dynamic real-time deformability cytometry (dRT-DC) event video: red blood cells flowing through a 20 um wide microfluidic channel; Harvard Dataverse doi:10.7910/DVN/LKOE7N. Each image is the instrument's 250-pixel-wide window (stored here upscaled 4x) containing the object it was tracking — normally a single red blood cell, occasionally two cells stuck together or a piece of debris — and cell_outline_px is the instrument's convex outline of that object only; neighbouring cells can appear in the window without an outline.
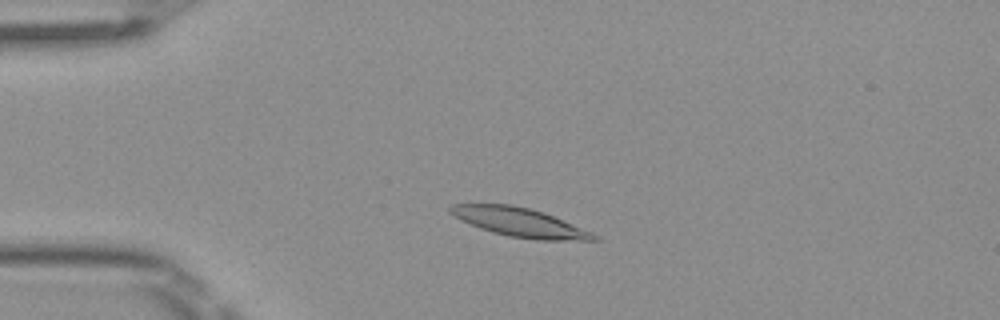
{"species": "Egyptian fruit bat (a non-hibernating species)", "species_latin": "Rousettus aegyptiacus", "temperature_condition": "room temperature", "stored_images_in_passage": 46, "camera_frame_rate_fps": 3000, "um_per_image_px": 0.085, "frame": {"image": 1, "passage_image": 8, "time_ms": 2.333, "image_size_px": [1000, 320], "cell_outline_px": [[600, 240], [536, 240], [508, 236], [492, 232], [480, 228], [460, 220], [448, 212], [448, 208], [452, 204], [512, 204], [544, 212], [592, 232], [600, 236]], "centroid_in_image_um": [44.17, 18.9], "position_along_channel_um": 40.8, "area_um2": 24.22}}
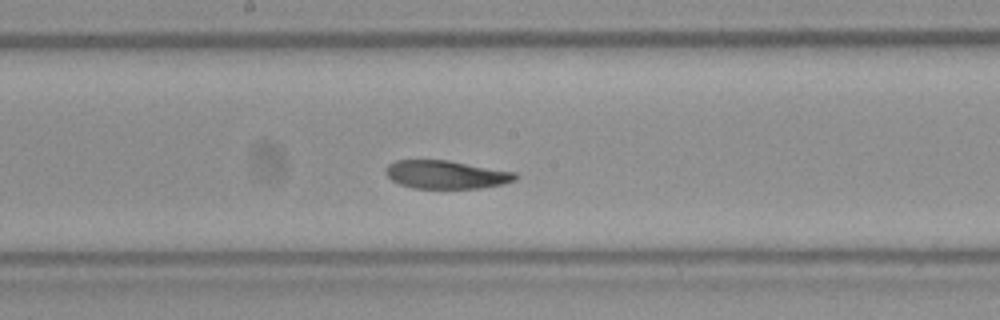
{"frame": {"image": 2, "passage_image": 23, "time_ms": 7.333, "image_size_px": [1000, 320], "cell_outline_px": [[520, 176], [516, 180], [504, 184], [480, 188], [412, 188], [400, 184], [392, 180], [384, 172], [384, 168], [388, 164], [396, 160], [448, 160], [516, 172]], "centroid_in_image_um": [37.94, 14.84], "position_along_channel_um": 210.3, "area_um2": 21.5}}
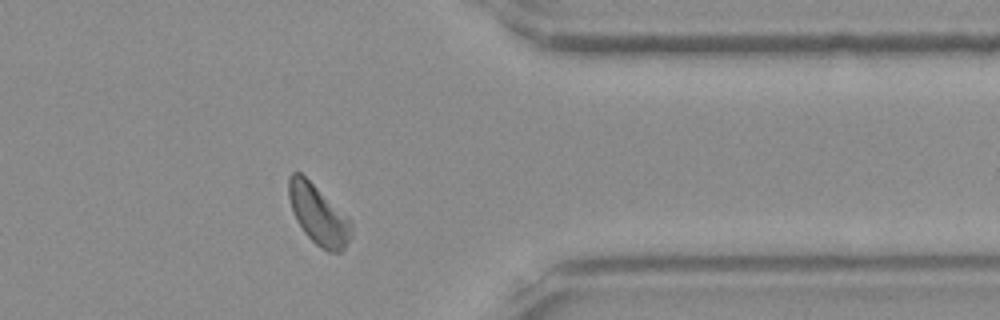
{"frame": {"image": 3, "passage_image": 37, "time_ms": 12.0, "image_size_px": [1000, 320], "cell_outline_px": [[352, 236], [344, 248], [340, 252], [328, 252], [320, 248], [304, 232], [296, 220], [292, 212], [288, 196], [288, 176], [292, 172], [300, 172], [348, 216], [352, 224]], "centroid_in_image_um": [27.06, 18.25], "position_along_channel_um": 384.3, "area_um2": 21.85}, "authors_computed_cell_mechanics": {"area_um2": 22.3686, "velocity_mm_per_s": 3.9909, "shape_relaxation_time_tau1_ms": 4.6636, "shape_relaxation_time_tau2_ms": 3.0642, "deformation_change_tau1": 0.1656, "deformation_change_tau2": 0.0867}}